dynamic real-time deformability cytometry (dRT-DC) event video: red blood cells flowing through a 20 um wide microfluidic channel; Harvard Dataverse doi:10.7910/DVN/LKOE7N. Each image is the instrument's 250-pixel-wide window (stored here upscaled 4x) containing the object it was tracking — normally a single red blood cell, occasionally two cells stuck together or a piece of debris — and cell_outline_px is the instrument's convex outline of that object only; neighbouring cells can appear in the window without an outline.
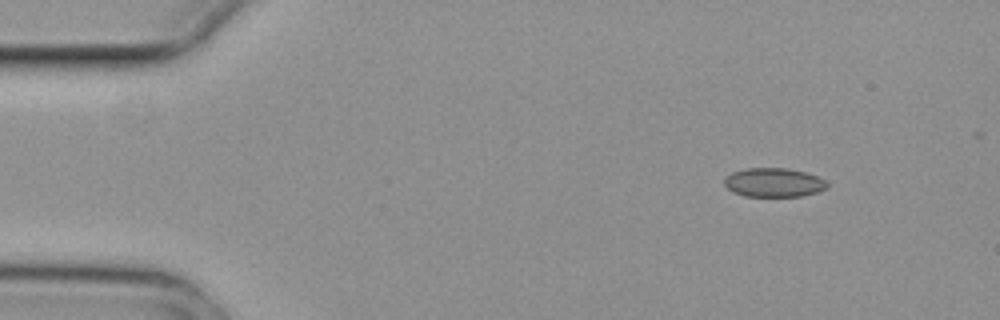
{"species": "common noctule bat (a hibernating species)", "species_latin": "Nyctalus noctula", "temperature_condition": "cold", "stored_images_in_passage": 3, "camera_frame_rate_fps": 3000, "um_per_image_px": 0.085, "animal": {"sex": "female", "body_mass_g": 29.2, "forearm_length_mm": 56.3}, "frame": {"image": 1, "passage_image": 1, "time_ms": 0.0, "image_size_px": [1000, 320], "cell_outline_px": [[828, 188], [816, 192], [800, 196], [744, 196], [732, 192], [724, 184], [724, 176], [732, 172], [748, 168], [788, 168], [804, 172], [816, 176], [824, 180], [828, 184]], "centroid_in_image_um": [65.73, 15.51], "position_along_channel_um": 19.3, "area_um2": 17.34}}